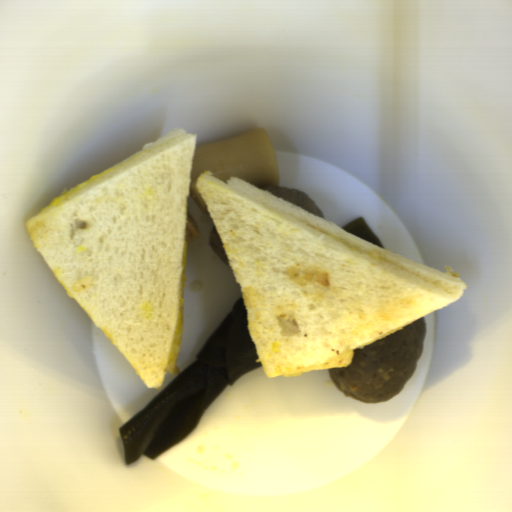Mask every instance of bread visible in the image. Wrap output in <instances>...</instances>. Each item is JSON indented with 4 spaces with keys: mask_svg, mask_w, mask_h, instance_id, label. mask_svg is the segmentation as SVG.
I'll list each match as a JSON object with an SVG mask.
<instances>
[{
    "mask_svg": "<svg viewBox=\"0 0 512 512\" xmlns=\"http://www.w3.org/2000/svg\"><path fill=\"white\" fill-rule=\"evenodd\" d=\"M196 141L171 129L25 222L53 274L149 389L180 373Z\"/></svg>",
    "mask_w": 512,
    "mask_h": 512,
    "instance_id": "obj_2",
    "label": "bread"
},
{
    "mask_svg": "<svg viewBox=\"0 0 512 512\" xmlns=\"http://www.w3.org/2000/svg\"><path fill=\"white\" fill-rule=\"evenodd\" d=\"M246 309L263 373L346 367L354 350L462 296L467 285L235 177L195 180Z\"/></svg>",
    "mask_w": 512,
    "mask_h": 512,
    "instance_id": "obj_1",
    "label": "bread"
}]
</instances>
